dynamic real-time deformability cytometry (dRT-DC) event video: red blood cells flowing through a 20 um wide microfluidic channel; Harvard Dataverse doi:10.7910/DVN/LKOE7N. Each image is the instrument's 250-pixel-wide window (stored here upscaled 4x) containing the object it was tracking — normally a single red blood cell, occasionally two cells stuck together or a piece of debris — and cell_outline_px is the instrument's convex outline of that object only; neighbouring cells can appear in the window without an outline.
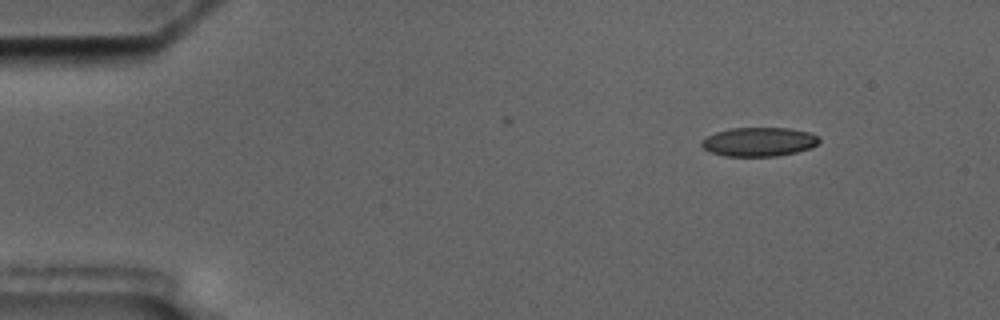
{"species": "common noctule bat (a hibernating species)", "species_latin": "Nyctalus noctula", "temperature_condition": "cold", "stored_images_in_passage": 3, "camera_frame_rate_fps": 3000, "um_per_image_px": 0.085, "animal": {"sex": "male", "body_mass_g": 17.5, "forearm_length_mm": 52.3}, "frame": {"image": 1, "passage_image": 1, "time_ms": 0.0, "image_size_px": [1000, 320], "cell_outline_px": [[820, 140], [816, 144], [808, 148], [796, 152], [776, 156], [724, 156], [712, 152], [704, 148], [700, 144], [700, 140], [716, 132], [732, 128], [788, 128], [808, 132], [820, 136]], "centroid_in_image_um": [64.5, 12.05], "position_along_channel_um": 20.5, "area_um2": 19.71}}
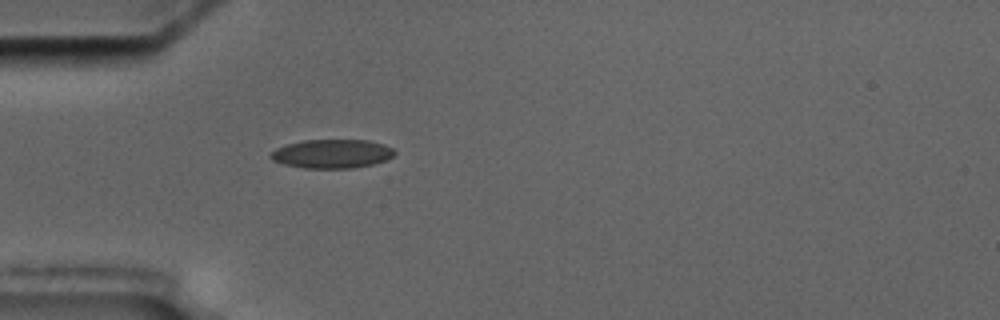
{"frame": {"image": 2, "passage_image": 3, "time_ms": 3.333, "image_size_px": [1000, 320], "cell_outline_px": [[396, 152], [392, 156], [384, 160], [372, 164], [352, 168], [304, 168], [284, 164], [272, 160], [268, 156], [276, 148], [288, 144], [304, 140], [368, 140], [384, 144], [392, 148]], "centroid_in_image_um": [28.2, 13.07], "position_along_channel_um": 56.8, "area_um2": 20.69}}